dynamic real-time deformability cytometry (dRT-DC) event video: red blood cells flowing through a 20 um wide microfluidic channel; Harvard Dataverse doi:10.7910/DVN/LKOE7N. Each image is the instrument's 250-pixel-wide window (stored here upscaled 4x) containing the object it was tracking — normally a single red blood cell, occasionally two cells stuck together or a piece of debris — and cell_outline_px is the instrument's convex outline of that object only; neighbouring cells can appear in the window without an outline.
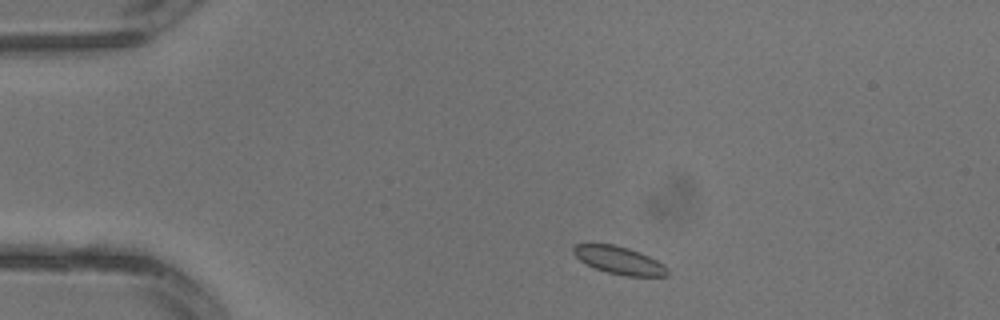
{"species": "common noctule bat (a hibernating species)", "species_latin": "Nyctalus noctula", "temperature_condition": "warm", "stored_images_in_passage": 2, "camera_frame_rate_fps": 3000, "um_per_image_px": 0.085, "animal": {"sex": "male", "body_mass_g": 13.3}, "frame": {"image": 1, "passage_image": 1, "time_ms": 0.0, "image_size_px": [1000, 320], "cell_outline_px": [[668, 276], [624, 276], [608, 272], [596, 268], [580, 260], [572, 252], [572, 248], [576, 244], [612, 244], [628, 248], [640, 252], [664, 264], [668, 268]], "centroid_in_image_um": [52.65, 22.13], "position_along_channel_um": 32.3, "area_um2": 15.03}}
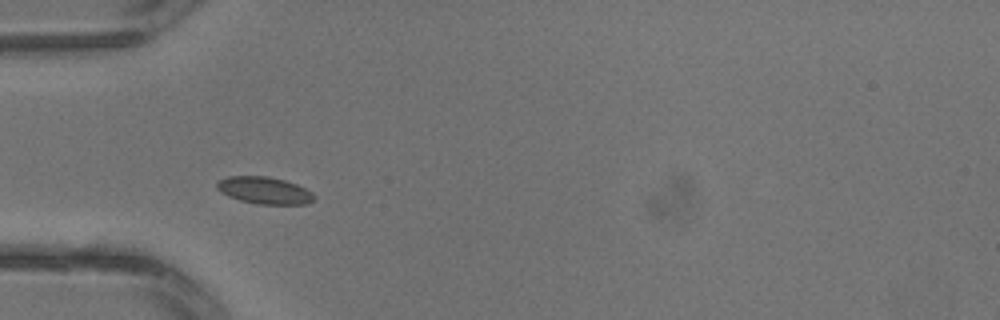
{"frame": {"image": 2, "passage_image": 2, "time_ms": 0.333, "image_size_px": [1000, 320], "cell_outline_px": [[316, 196], [308, 204], [256, 204], [240, 200], [228, 196], [220, 192], [216, 188], [216, 184], [220, 180], [228, 176], [268, 176], [284, 180], [296, 184], [312, 192]], "centroid_in_image_um": [22.46, 16.18], "position_along_channel_um": 62.5, "area_um2": 15.32}}